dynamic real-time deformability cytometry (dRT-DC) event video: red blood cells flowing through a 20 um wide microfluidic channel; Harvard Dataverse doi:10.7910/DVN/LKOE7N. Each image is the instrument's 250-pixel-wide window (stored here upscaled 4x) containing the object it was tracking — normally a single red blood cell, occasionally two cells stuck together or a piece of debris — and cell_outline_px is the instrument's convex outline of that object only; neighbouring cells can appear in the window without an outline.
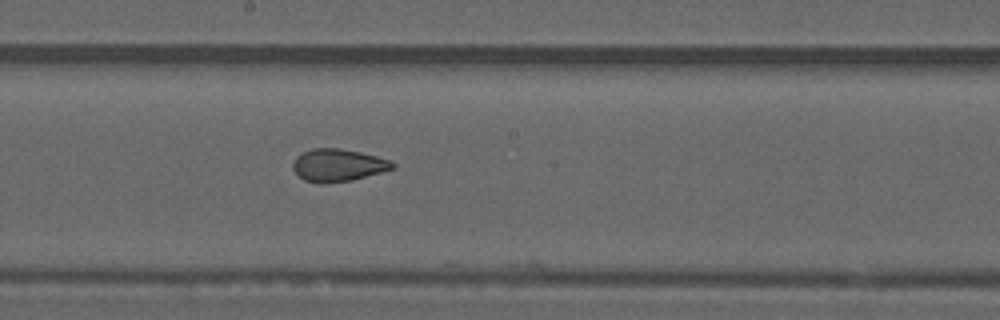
{"species": "common noctule bat (a hibernating species)", "species_latin": "Nyctalus noctula", "temperature_condition": "warm", "stored_images_in_passage": 22, "camera_frame_rate_fps": 3000, "um_per_image_px": 0.085, "animal": {"sex": "male", "forearm_length_mm": 52.5}, "frame": {"image": 1, "passage_image": 21, "time_ms": 6.667, "image_size_px": [1000, 320], "cell_outline_px": [[396, 168], [352, 180], [324, 184], [304, 180], [292, 168], [292, 164], [296, 156], [312, 148], [340, 148], [360, 152], [392, 160], [396, 164]], "centroid_in_image_um": [28.75, 14.04], "position_along_channel_um": 219.4, "area_um2": 18.96}}